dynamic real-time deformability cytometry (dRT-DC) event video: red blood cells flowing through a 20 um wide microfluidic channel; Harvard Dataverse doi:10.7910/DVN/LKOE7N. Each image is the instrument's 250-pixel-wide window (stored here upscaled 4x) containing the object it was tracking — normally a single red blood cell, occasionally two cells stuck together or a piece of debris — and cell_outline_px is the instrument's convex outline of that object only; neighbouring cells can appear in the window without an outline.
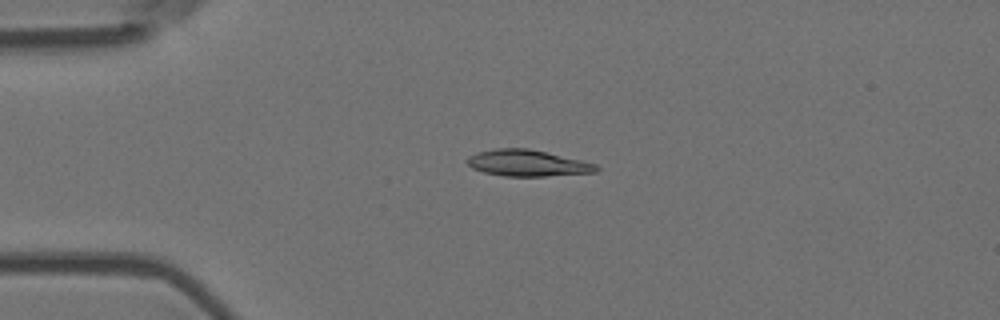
{"species": "Egyptian fruit bat (a non-hibernating species)", "species_latin": "Rousettus aegyptiacus", "temperature_condition": "room temperature", "stored_images_in_passage": 4, "camera_frame_rate_fps": 3000, "um_per_image_px": 0.085, "animal": {"sex": "female"}, "frame": {"image": 1, "passage_image": 3, "time_ms": 0.667, "image_size_px": [1000, 320], "cell_outline_px": [[600, 168], [596, 172], [548, 176], [504, 176], [484, 172], [472, 168], [464, 160], [468, 156], [476, 152], [496, 148], [528, 148], [580, 160], [596, 164]], "centroid_in_image_um": [44.79, 13.86], "position_along_channel_um": 40.2, "area_um2": 19.83}}